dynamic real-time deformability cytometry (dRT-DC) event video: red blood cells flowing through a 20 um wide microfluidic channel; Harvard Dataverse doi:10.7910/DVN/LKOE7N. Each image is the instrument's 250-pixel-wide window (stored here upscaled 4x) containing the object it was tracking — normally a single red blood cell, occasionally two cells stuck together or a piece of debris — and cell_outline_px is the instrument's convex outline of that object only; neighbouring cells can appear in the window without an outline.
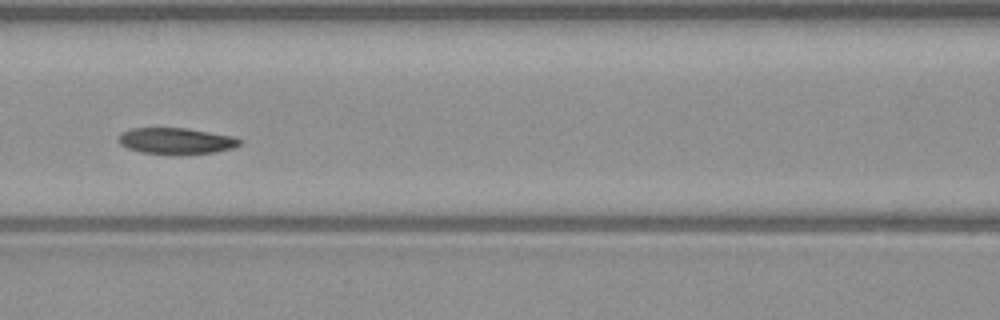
{"species": "common noctule bat (a hibernating species)", "species_latin": "Nyctalus noctula", "temperature_condition": "warm", "stored_images_in_passage": 6, "camera_frame_rate_fps": 3000, "um_per_image_px": 0.085, "animal": {"sex": "male", "body_mass_g": 23.1, "forearm_length_mm": 52.7}, "frame": {"image": 1, "passage_image": 6, "time_ms": 6.0, "image_size_px": [1000, 320], "cell_outline_px": [[244, 140], [240, 144], [232, 148], [216, 152], [172, 156], [140, 152], [128, 148], [120, 144], [116, 140], [120, 132], [132, 128], [188, 128], [232, 136]], "centroid_in_image_um": [14.94, 12.0], "position_along_channel_um": 151.7, "area_um2": 19.07}}